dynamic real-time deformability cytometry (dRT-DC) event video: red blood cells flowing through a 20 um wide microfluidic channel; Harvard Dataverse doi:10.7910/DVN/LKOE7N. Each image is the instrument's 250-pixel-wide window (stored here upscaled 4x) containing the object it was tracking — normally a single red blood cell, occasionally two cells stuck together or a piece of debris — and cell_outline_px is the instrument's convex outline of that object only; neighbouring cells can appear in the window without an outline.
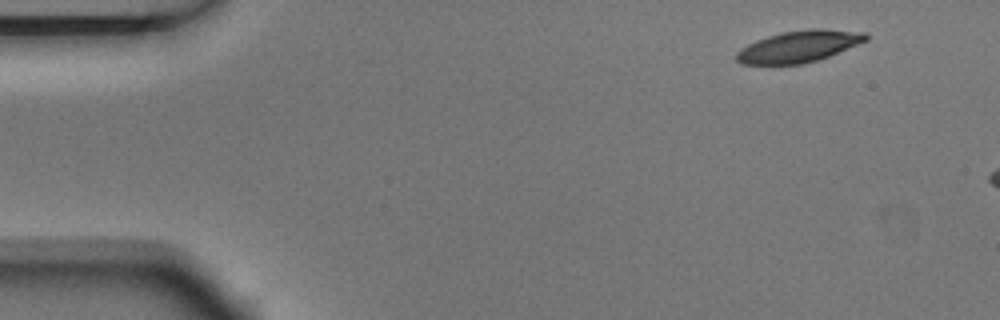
{"species": "Egyptian fruit bat (a non-hibernating species)", "species_latin": "Rousettus aegyptiacus", "temperature_condition": "room temperature", "stored_images_in_passage": 3, "camera_frame_rate_fps": 3000, "um_per_image_px": 0.085, "animal": {"sex": "male"}, "frame": {"image": 1, "passage_image": 1, "time_ms": 0.0, "image_size_px": [1000, 320], "cell_outline_px": [[868, 40], [828, 56], [804, 64], [740, 64], [736, 60], [736, 52], [740, 48], [756, 40], [768, 36], [784, 32], [816, 28], [864, 32], [868, 36]], "centroid_in_image_um": [67.88, 3.95], "position_along_channel_um": 17.1, "area_um2": 23.58}}